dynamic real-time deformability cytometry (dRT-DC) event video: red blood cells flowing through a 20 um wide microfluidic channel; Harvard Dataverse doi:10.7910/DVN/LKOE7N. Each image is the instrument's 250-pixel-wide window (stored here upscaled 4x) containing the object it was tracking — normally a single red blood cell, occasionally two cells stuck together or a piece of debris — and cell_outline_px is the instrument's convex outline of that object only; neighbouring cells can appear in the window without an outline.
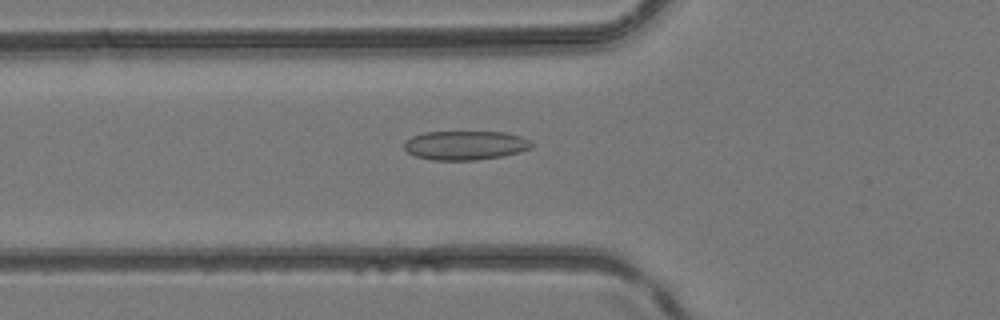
{"species": "common noctule bat (a hibernating species)", "species_latin": "Nyctalus noctula", "temperature_condition": "room temperature", "stored_images_in_passage": 43, "camera_frame_rate_fps": 3000, "um_per_image_px": 0.085, "animal": {"sex": "female", "body_mass_g": 24.6, "forearm_length_mm": 56.2}, "frame": {"image": 1, "passage_image": 16, "time_ms": 5.0, "image_size_px": [1000, 320], "cell_outline_px": [[532, 148], [520, 152], [504, 156], [476, 160], [432, 160], [416, 156], [408, 152], [404, 148], [404, 144], [412, 136], [424, 132], [504, 132], [520, 136], [532, 140]], "centroid_in_image_um": [39.59, 12.35], "position_along_channel_um": 86.2, "area_um2": 21.68}}
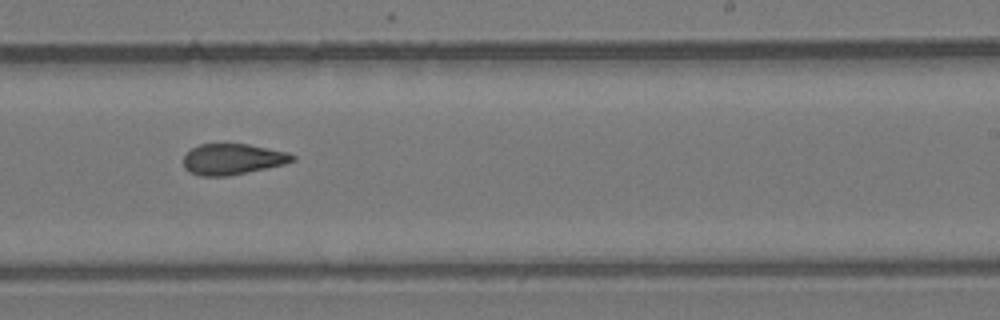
{"frame": {"image": 2, "passage_image": 27, "time_ms": 8.667, "image_size_px": [1000, 320], "cell_outline_px": [[296, 160], [284, 164], [248, 172], [228, 176], [200, 176], [188, 172], [184, 168], [184, 156], [192, 148], [200, 144], [248, 144], [288, 152], [296, 156]], "centroid_in_image_um": [19.77, 13.53], "position_along_channel_um": 269.2, "area_um2": 19.65}}
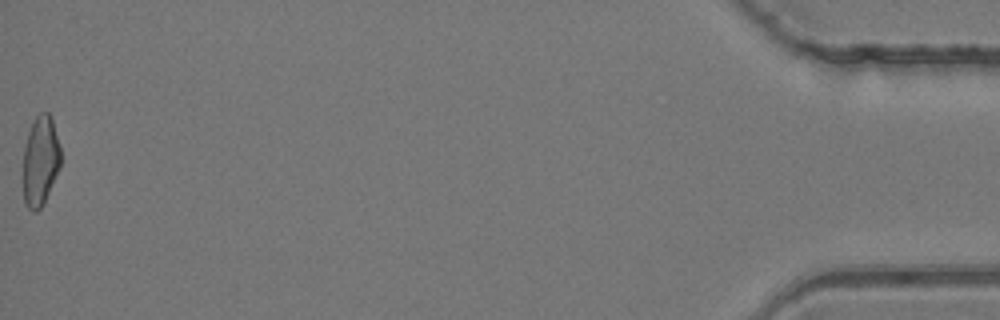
{"frame": {"image": 3, "passage_image": 43, "time_ms": 14.0, "image_size_px": [1000, 320], "cell_outline_px": [[60, 164], [44, 204], [36, 212], [32, 212], [24, 204], [24, 148], [28, 132], [36, 116], [40, 112], [48, 112], [52, 120], [60, 148]], "centroid_in_image_um": [3.42, 13.7], "position_along_channel_um": 431.8, "area_um2": 19.36}}